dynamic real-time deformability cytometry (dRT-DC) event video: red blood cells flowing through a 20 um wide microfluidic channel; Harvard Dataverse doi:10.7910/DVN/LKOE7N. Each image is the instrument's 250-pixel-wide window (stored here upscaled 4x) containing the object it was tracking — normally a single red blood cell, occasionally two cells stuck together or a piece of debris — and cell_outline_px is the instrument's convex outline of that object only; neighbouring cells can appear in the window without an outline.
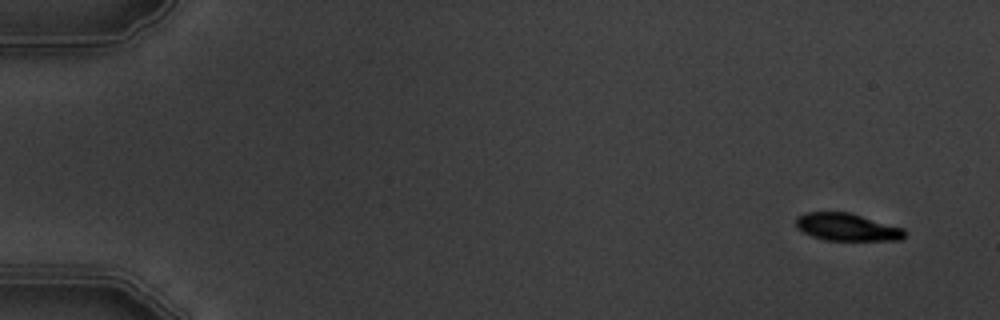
{"species": "common noctule bat (a hibernating species)", "species_latin": "Nyctalus noctula", "temperature_condition": "warm", "stored_images_in_passage": 5, "camera_frame_rate_fps": 3000, "um_per_image_px": 0.085, "animal": {"sex": "male", "body_mass_g": 19.5, "forearm_length_mm": 54.6}, "frame": {"image": 1, "passage_image": 1, "time_ms": 0.0, "image_size_px": [1000, 320], "cell_outline_px": [[908, 232], [904, 240], [824, 240], [812, 236], [796, 228], [796, 216], [808, 212], [848, 212], [904, 228]], "centroid_in_image_um": [72.02, 19.31], "position_along_channel_um": 13.0, "area_um2": 17.51}}
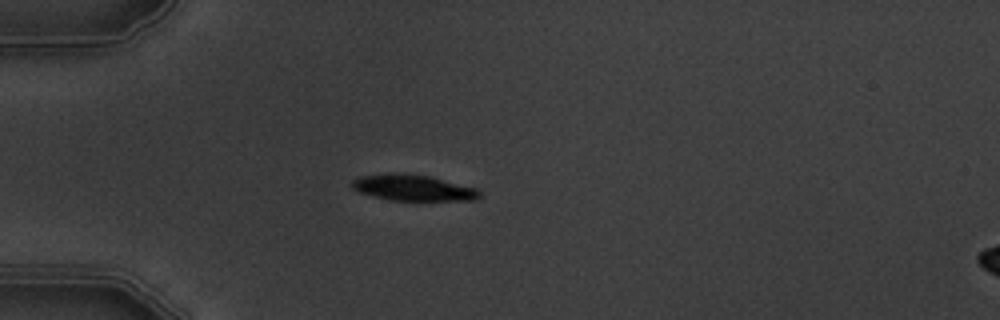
{"frame": {"image": 2, "passage_image": 5, "time_ms": 4.333, "image_size_px": [1000, 320], "cell_outline_px": [[480, 196], [476, 200], [388, 200], [372, 196], [360, 192], [352, 188], [352, 180], [360, 176], [396, 172], [428, 176], [476, 188], [480, 192]], "centroid_in_image_um": [35.08, 15.96], "position_along_channel_um": 49.9, "area_um2": 19.19}}